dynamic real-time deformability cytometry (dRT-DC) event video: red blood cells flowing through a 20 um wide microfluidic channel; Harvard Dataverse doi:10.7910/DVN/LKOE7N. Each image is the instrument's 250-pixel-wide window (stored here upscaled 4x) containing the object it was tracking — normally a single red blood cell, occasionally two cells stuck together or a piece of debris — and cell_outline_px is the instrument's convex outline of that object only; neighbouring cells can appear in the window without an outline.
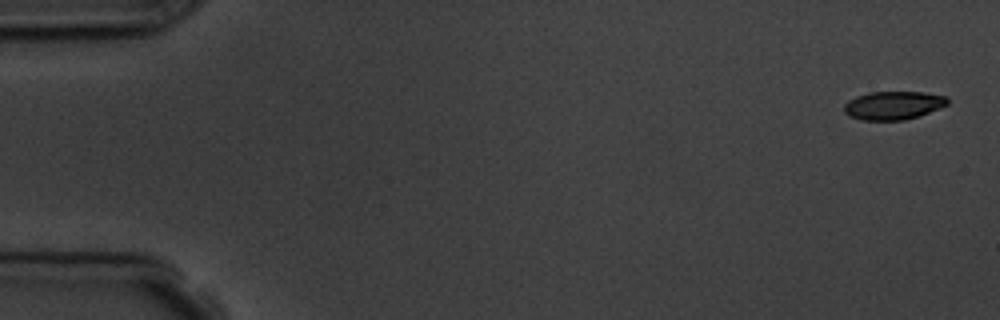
{"species": "common noctule bat (a hibernating species)", "species_latin": "Nyctalus noctula", "temperature_condition": "room temperature", "stored_images_in_passage": 4, "camera_frame_rate_fps": 3000, "um_per_image_px": 0.085, "animal": {"sex": "male", "body_mass_g": 19.5, "forearm_length_mm": 54.6}, "frame": {"image": 1, "passage_image": 1, "time_ms": 0.0, "image_size_px": [1000, 320], "cell_outline_px": [[948, 104], [940, 108], [920, 116], [904, 120], [860, 120], [848, 116], [844, 112], [844, 104], [848, 100], [856, 96], [868, 92], [924, 92], [948, 96]], "centroid_in_image_um": [75.93, 8.96], "position_along_channel_um": 9.1, "area_um2": 17.34}}